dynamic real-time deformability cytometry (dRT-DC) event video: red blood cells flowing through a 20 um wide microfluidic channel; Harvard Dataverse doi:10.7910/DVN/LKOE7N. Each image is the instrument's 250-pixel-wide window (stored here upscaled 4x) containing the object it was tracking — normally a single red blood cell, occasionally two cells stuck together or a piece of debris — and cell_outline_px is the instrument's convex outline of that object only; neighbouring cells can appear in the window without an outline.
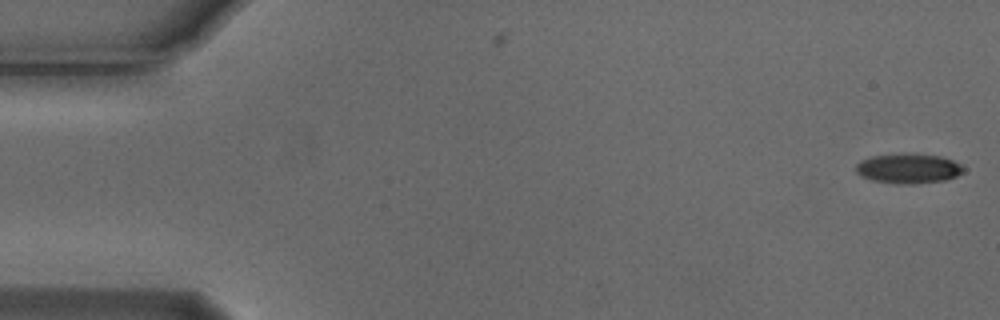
{"species": "Egyptian fruit bat (a non-hibernating species)", "species_latin": "Rousettus aegyptiacus", "temperature_condition": "cold", "stored_images_in_passage": 2, "camera_frame_rate_fps": 3000, "um_per_image_px": 0.085, "animal": {"sex": "male"}, "frame": {"image": 1, "passage_image": 2, "time_ms": 0.333, "image_size_px": [1000, 320], "cell_outline_px": [[968, 168], [964, 172], [956, 176], [944, 180], [916, 184], [896, 184], [872, 180], [860, 176], [856, 172], [856, 164], [860, 160], [872, 156], [940, 156], [952, 160]], "centroid_in_image_um": [77.23, 14.37], "position_along_channel_um": 7.8, "area_um2": 18.15}}